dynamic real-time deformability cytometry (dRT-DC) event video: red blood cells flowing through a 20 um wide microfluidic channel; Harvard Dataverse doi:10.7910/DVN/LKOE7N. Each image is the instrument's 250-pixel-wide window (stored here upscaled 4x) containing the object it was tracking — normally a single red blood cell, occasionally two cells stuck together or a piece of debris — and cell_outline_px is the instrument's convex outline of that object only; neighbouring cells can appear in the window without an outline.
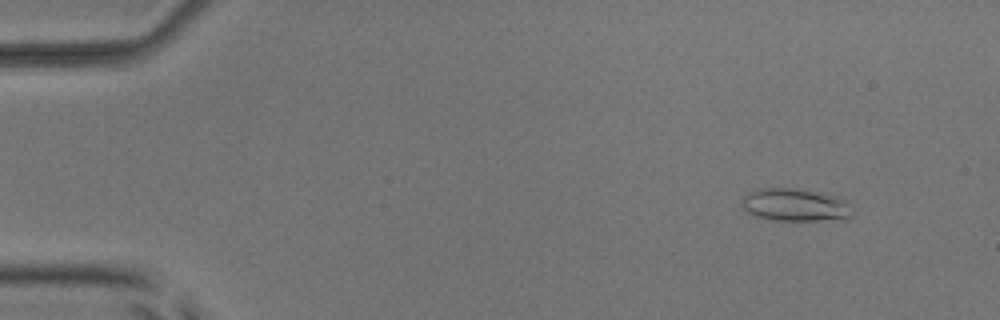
{"species": "common noctule bat (a hibernating species)", "species_latin": "Nyctalus noctula", "temperature_condition": "room temperature", "stored_images_in_passage": 5, "camera_frame_rate_fps": 3000, "um_per_image_px": 0.085, "animal": {"sex": "male", "body_mass_g": 17.9, "forearm_length_mm": 54.2}, "frame": {"image": 1, "passage_image": 2, "time_ms": 1.333, "image_size_px": [1000, 320], "cell_outline_px": [[852, 216], [844, 220], [768, 220], [756, 216], [748, 212], [740, 204], [744, 196], [748, 192], [760, 188], [800, 188], [836, 196], [848, 200], [852, 204]], "centroid_in_image_um": [67.64, 17.42], "position_along_channel_um": 17.4, "area_um2": 21.56}}